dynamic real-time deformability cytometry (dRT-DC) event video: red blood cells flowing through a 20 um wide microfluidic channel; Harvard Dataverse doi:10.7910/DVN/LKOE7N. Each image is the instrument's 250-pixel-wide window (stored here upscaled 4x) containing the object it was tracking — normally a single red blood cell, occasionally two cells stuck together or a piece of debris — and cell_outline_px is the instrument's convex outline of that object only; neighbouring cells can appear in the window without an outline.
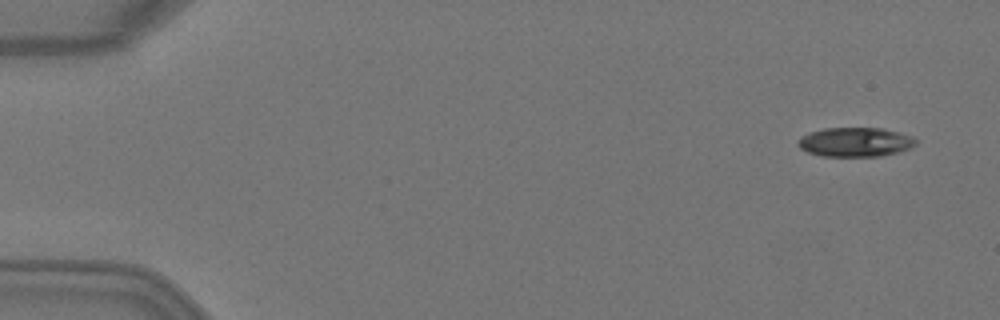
{"species": "Egyptian fruit bat (a non-hibernating species)", "species_latin": "Rousettus aegyptiacus", "temperature_condition": "warm", "stored_images_in_passage": 5, "camera_frame_rate_fps": 3000, "um_per_image_px": 0.085, "animal": {"sex": "female"}, "frame": {"image": 1, "passage_image": 1, "time_ms": 0.0, "image_size_px": [1000, 320], "cell_outline_px": [[916, 144], [912, 148], [880, 156], [820, 156], [808, 152], [800, 148], [796, 144], [800, 136], [808, 132], [824, 128], [880, 128], [912, 136], [916, 140]], "centroid_in_image_um": [72.65, 12.07], "position_along_channel_um": 12.4, "area_um2": 20.11}}